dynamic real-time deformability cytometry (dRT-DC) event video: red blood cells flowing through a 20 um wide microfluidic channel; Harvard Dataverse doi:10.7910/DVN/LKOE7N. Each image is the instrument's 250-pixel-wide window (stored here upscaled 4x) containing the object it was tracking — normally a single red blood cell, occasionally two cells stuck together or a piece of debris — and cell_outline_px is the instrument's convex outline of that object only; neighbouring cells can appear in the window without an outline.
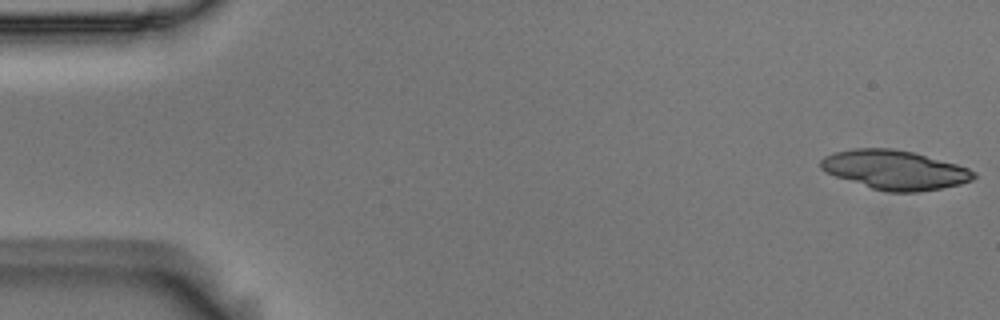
{"species": "Egyptian fruit bat (a non-hibernating species)", "species_latin": "Rousettus aegyptiacus", "temperature_condition": "room temperature", "stored_images_in_passage": 29, "camera_frame_rate_fps": 3000, "um_per_image_px": 0.085, "animal": {"sex": "male"}, "frame": {"image": 1, "passage_image": 1, "time_ms": 0.0, "image_size_px": [1000, 320], "cell_outline_px": [[976, 176], [972, 180], [960, 184], [920, 192], [884, 192], [824, 172], [820, 168], [820, 160], [824, 156], [836, 152], [852, 148], [892, 148], [912, 152], [956, 164], [968, 168], [976, 172]], "centroid_in_image_um": [76.04, 14.44], "position_along_channel_um": 9.0, "area_um2": 34.85}}
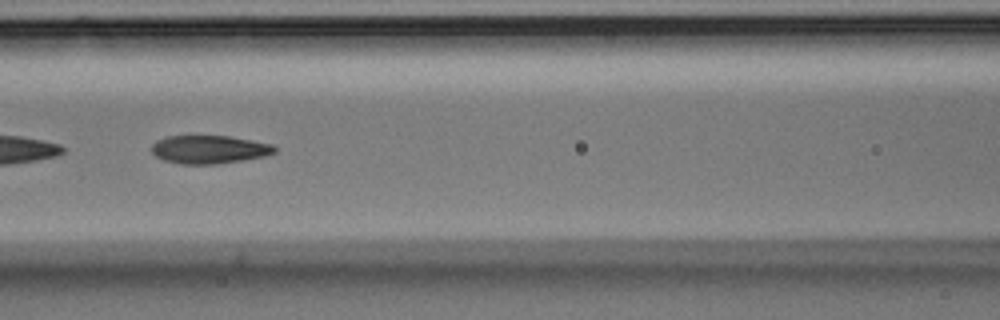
{"frame": {"image": 2, "passage_image": 24, "time_ms": 7.667, "image_size_px": [1000, 320], "cell_outline_px": [[276, 152], [264, 156], [244, 160], [216, 164], [180, 164], [164, 160], [156, 156], [152, 152], [152, 144], [156, 140], [168, 136], [228, 136], [252, 140], [272, 144], [276, 148]], "centroid_in_image_um": [17.78, 12.7], "position_along_channel_um": 148.8, "area_um2": 20.23}}
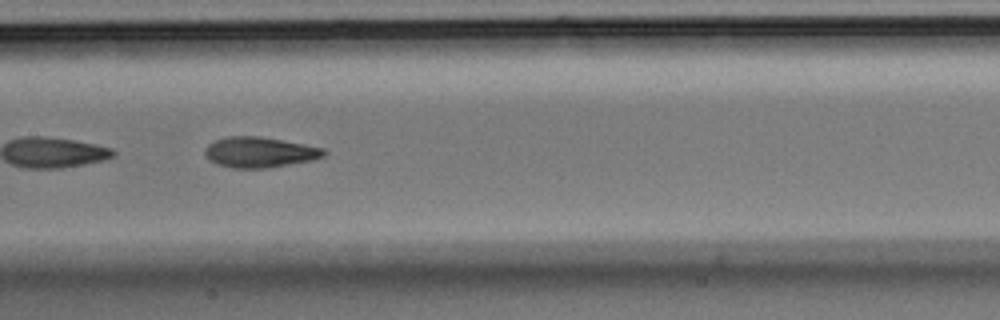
{"frame": {"image": 3, "passage_image": 27, "time_ms": 8.667, "image_size_px": [1000, 320], "cell_outline_px": [[328, 152], [324, 156], [312, 160], [268, 168], [232, 168], [216, 164], [208, 160], [204, 152], [204, 148], [208, 144], [216, 140], [228, 136], [260, 136], [324, 148]], "centroid_in_image_um": [22.04, 12.94], "position_along_channel_um": 185.4, "area_um2": 21.21}}